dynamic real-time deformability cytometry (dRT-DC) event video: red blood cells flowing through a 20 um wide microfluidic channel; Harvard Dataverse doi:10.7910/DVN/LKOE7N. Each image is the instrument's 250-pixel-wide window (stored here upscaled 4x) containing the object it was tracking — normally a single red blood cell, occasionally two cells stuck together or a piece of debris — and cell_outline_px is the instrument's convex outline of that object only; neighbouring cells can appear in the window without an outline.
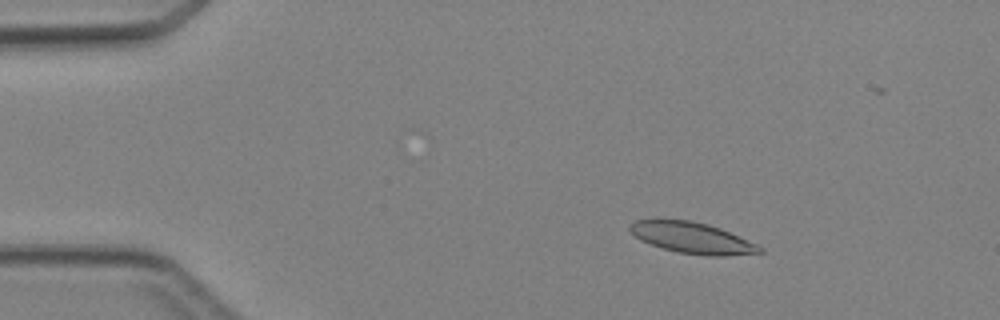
{"species": "Egyptian fruit bat (a non-hibernating species)", "species_latin": "Rousettus aegyptiacus", "temperature_condition": "cold", "stored_images_in_passage": 46, "camera_frame_rate_fps": 3000, "um_per_image_px": 0.085, "animal": {"sex": "female"}, "frame": {"image": 1, "passage_image": 7, "time_ms": 2.0, "image_size_px": [1000, 320], "cell_outline_px": [[764, 252], [724, 256], [708, 256], [680, 252], [664, 248], [640, 240], [628, 228], [636, 220], [688, 220], [708, 224], [720, 228], [756, 244], [764, 248]], "centroid_in_image_um": [58.87, 20.22], "position_along_channel_um": 26.1, "area_um2": 23.0}}
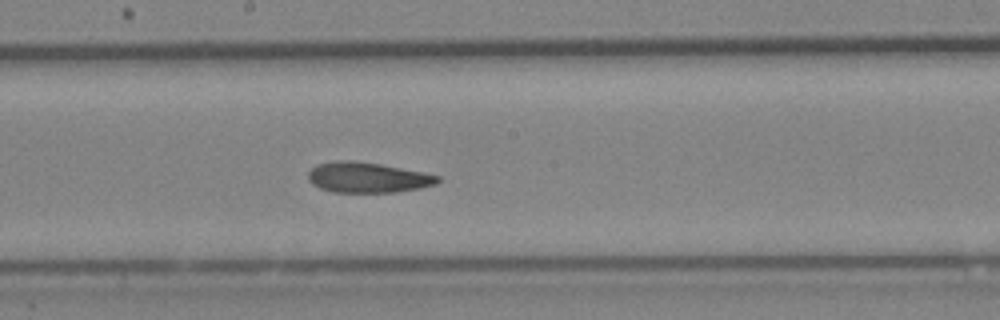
{"frame": {"image": 2, "passage_image": 25, "time_ms": 8.0, "image_size_px": [1000, 320], "cell_outline_px": [[440, 180], [436, 184], [420, 188], [396, 192], [332, 192], [320, 188], [312, 184], [308, 180], [308, 172], [316, 164], [336, 160], [352, 160], [380, 164], [424, 172], [440, 176]], "centroid_in_image_um": [31.23, 15.08], "position_along_channel_um": 217.0, "area_um2": 23.06}}
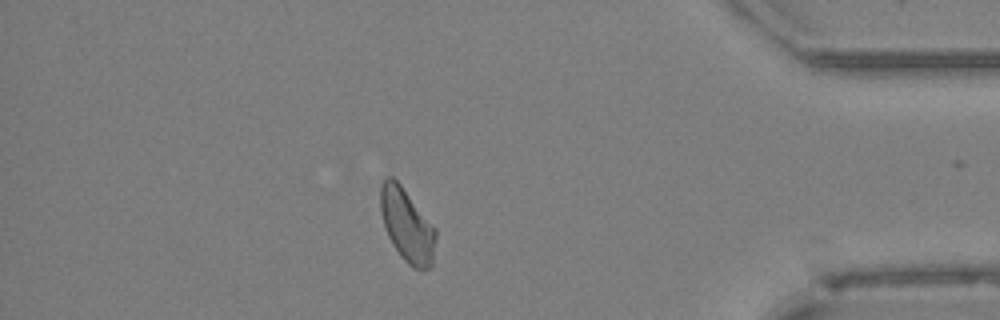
{"frame": {"image": 3, "passage_image": 40, "time_ms": 13.0, "image_size_px": [1000, 320], "cell_outline_px": [[436, 236], [432, 264], [428, 268], [420, 272], [412, 268], [404, 260], [392, 244], [388, 236], [380, 212], [380, 184], [388, 176], [392, 176], [400, 184], [436, 228]], "centroid_in_image_um": [34.59, 19.17], "position_along_channel_um": 400.6, "area_um2": 23.64}}